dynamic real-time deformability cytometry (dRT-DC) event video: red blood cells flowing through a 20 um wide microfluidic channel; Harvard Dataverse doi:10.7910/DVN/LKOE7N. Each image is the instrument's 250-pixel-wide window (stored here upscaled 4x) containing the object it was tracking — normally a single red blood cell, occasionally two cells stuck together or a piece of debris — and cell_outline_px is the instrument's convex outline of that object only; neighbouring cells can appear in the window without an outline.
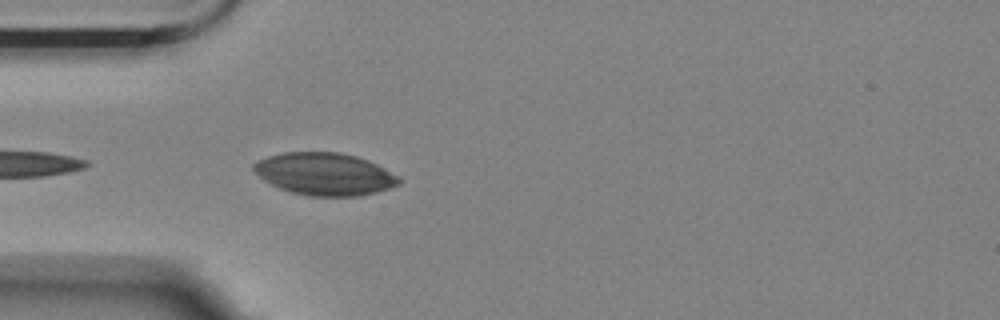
{"species": "Egyptian fruit bat (a non-hibernating species)", "species_latin": "Rousettus aegyptiacus", "temperature_condition": "room temperature", "stored_images_in_passage": 3, "camera_frame_rate_fps": 3000, "um_per_image_px": 0.085, "animal": {"sex": "female"}, "frame": {"image": 1, "passage_image": 3, "time_ms": 0.667, "image_size_px": [1000, 320], "cell_outline_px": [[404, 180], [400, 184], [376, 192], [360, 196], [308, 196], [292, 192], [280, 188], [264, 180], [252, 168], [252, 164], [268, 156], [284, 152], [336, 152], [356, 156], [368, 160], [400, 176]], "centroid_in_image_um": [27.64, 14.79], "position_along_channel_um": 57.4, "area_um2": 35.84}}